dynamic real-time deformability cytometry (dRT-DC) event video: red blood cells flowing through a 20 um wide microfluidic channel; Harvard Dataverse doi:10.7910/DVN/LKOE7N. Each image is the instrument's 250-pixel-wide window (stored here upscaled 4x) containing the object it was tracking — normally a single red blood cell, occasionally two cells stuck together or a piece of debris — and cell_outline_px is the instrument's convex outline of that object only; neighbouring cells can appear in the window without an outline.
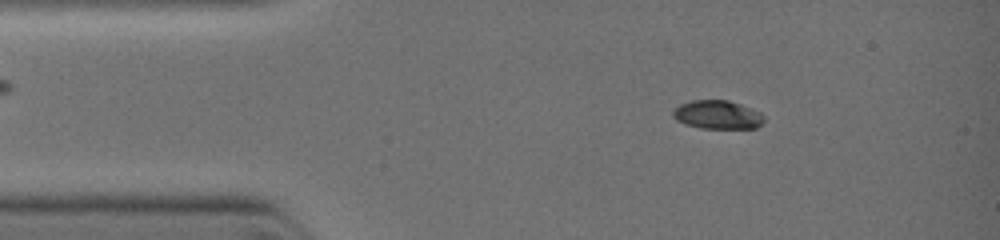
{"species": "common noctule bat (a hibernating species)", "species_latin": "Nyctalus noctula", "temperature_condition": "warm", "stored_images_in_passage": 5, "camera_frame_rate_fps": 3000, "um_per_image_px": 0.085, "animal": {"sex": "female", "body_mass_g": 19.0, "forearm_length_mm": 51.5}, "frame": {"image": 1, "passage_image": 4, "time_ms": 1.333, "image_size_px": [1000, 240], "cell_outline_px": [[764, 120], [756, 128], [700, 128], [684, 124], [676, 120], [672, 116], [672, 112], [680, 104], [692, 100], [728, 100], [740, 104], [760, 112], [764, 116]], "centroid_in_image_um": [60.97, 9.75], "position_along_channel_um": 24.0, "area_um2": 15.14}}